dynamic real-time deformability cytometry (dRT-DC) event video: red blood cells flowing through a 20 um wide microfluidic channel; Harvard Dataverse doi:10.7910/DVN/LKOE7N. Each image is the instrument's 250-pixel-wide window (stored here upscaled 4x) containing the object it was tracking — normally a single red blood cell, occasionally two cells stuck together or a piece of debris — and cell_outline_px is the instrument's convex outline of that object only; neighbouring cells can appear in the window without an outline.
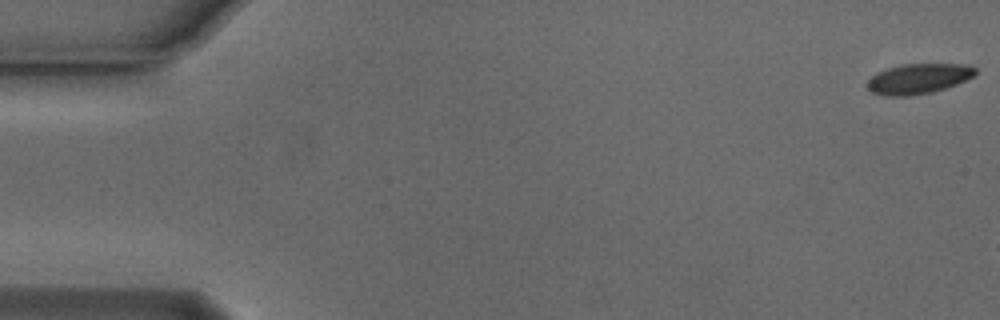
{"species": "Egyptian fruit bat (a non-hibernating species)", "species_latin": "Rousettus aegyptiacus", "temperature_condition": "cold", "stored_images_in_passage": 15, "camera_frame_rate_fps": 3000, "um_per_image_px": 0.085, "animal": {"sex": "male"}, "frame": {"image": 1, "passage_image": 1, "time_ms": 0.0, "image_size_px": [1000, 320], "cell_outline_px": [[976, 72], [972, 76], [956, 84], [932, 92], [908, 96], [884, 96], [872, 92], [868, 88], [868, 80], [872, 76], [888, 68], [900, 64], [968, 64], [976, 68]], "centroid_in_image_um": [78.06, 6.69], "position_along_channel_um": 6.9, "area_um2": 18.79}}
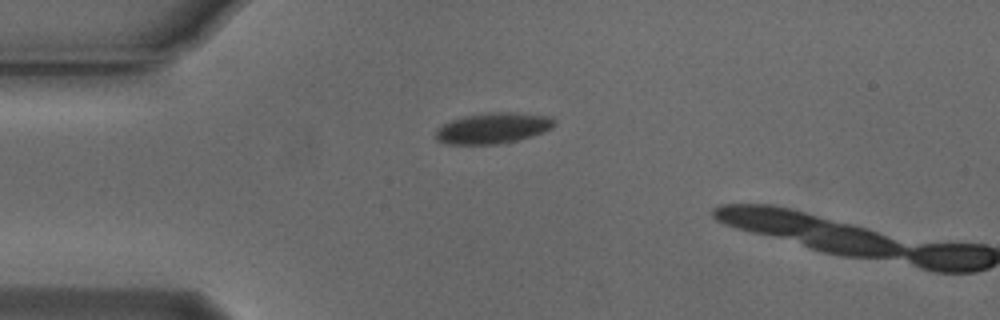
{"frame": {"image": 2, "passage_image": 14, "time_ms": 4.333, "image_size_px": [1000, 320], "cell_outline_px": [[556, 124], [552, 128], [544, 132], [532, 136], [516, 140], [496, 144], [444, 144], [436, 140], [436, 128], [452, 120], [464, 116], [488, 112], [508, 112], [552, 116], [556, 120]], "centroid_in_image_um": [41.92, 10.89], "position_along_channel_um": 43.1, "area_um2": 21.39}}